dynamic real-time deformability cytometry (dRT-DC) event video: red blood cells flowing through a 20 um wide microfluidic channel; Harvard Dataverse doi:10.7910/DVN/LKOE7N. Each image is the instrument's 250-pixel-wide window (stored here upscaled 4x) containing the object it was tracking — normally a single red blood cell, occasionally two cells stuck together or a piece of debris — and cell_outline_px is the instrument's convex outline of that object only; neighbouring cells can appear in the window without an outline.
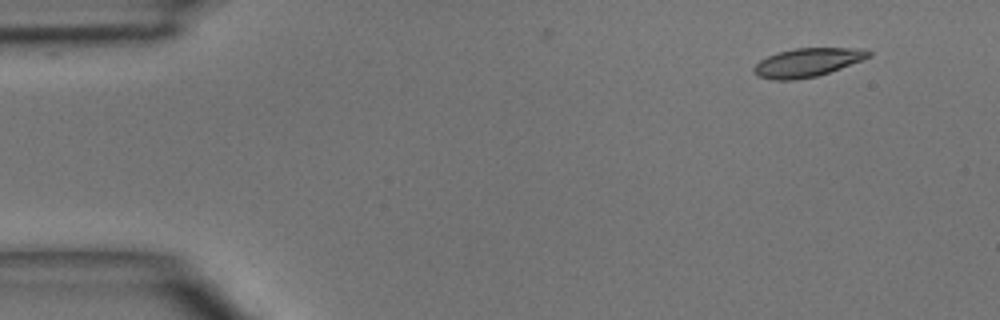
{"species": "common noctule bat (a hibernating species)", "species_latin": "Nyctalus noctula", "temperature_condition": "room temperature", "stored_images_in_passage": 5, "camera_frame_rate_fps": 3000, "um_per_image_px": 0.085, "animal": {"sex": "male", "body_mass_g": 15.6}, "frame": {"image": 1, "passage_image": 1, "time_ms": 0.0, "image_size_px": [1000, 320], "cell_outline_px": [[872, 56], [840, 68], [816, 76], [796, 80], [772, 80], [756, 76], [752, 72], [752, 68], [760, 60], [768, 56], [792, 48], [864, 48], [872, 52]], "centroid_in_image_um": [68.6, 5.31], "position_along_channel_um": 16.4, "area_um2": 19.19}}
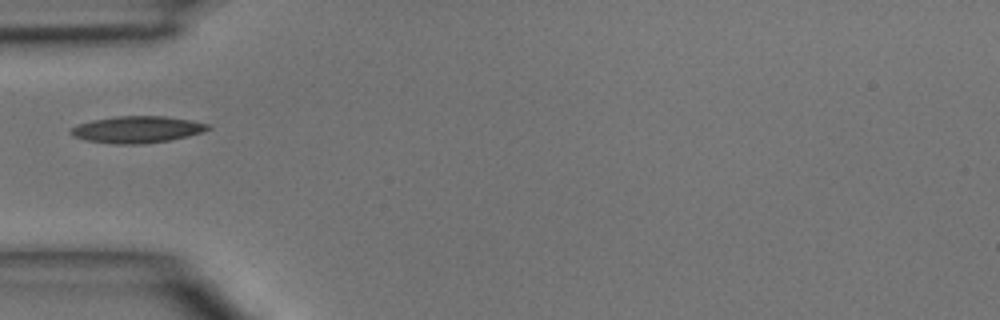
{"frame": {"image": 2, "passage_image": 4, "time_ms": 3.667, "image_size_px": [1000, 320], "cell_outline_px": [[212, 128], [188, 136], [168, 140], [140, 144], [116, 144], [88, 140], [72, 136], [68, 132], [72, 128], [80, 124], [92, 120], [116, 116], [164, 116], [192, 120], [208, 124]], "centroid_in_image_um": [11.65, 11.0], "position_along_channel_um": 73.3, "area_um2": 21.15}}
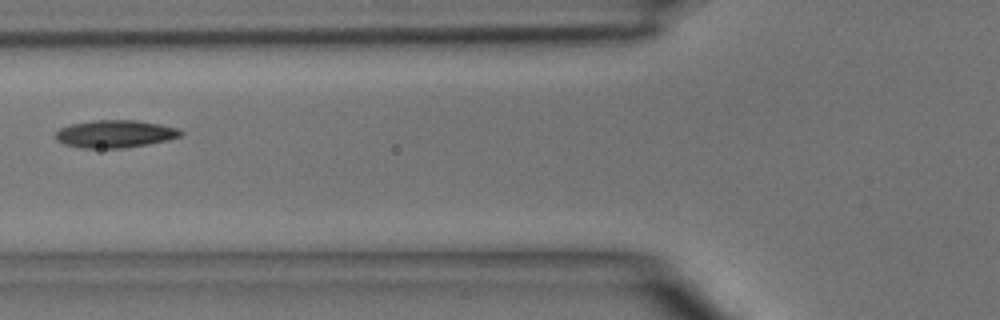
{"frame": {"image": 3, "passage_image": 5, "time_ms": 4.667, "image_size_px": [1000, 320], "cell_outline_px": [[184, 132], [180, 136], [168, 140], [148, 144], [124, 148], [84, 148], [64, 144], [56, 140], [56, 132], [60, 128], [72, 124], [92, 120], [136, 120], [160, 124], [180, 128]], "centroid_in_image_um": [9.81, 11.38], "position_along_channel_um": 116.0, "area_um2": 20.17}}